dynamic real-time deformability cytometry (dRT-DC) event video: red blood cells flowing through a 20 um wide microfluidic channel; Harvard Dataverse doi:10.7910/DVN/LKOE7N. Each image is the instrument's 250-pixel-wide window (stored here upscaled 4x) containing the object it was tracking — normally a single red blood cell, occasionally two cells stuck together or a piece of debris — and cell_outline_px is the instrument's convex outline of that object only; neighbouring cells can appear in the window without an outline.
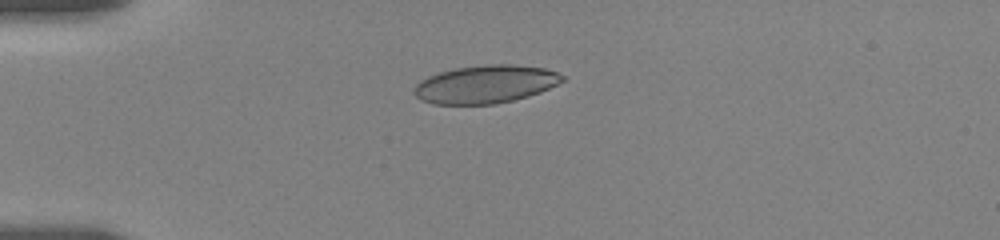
{"species": "human", "species_latin": "Homo sapiens", "temperature_condition": "room temperature", "stored_images_in_passage": 6, "camera_frame_rate_fps": 3000, "um_per_image_px": 0.085, "donor": {"sex": "female"}, "frame": {"image": 1, "passage_image": 5, "time_ms": 4.333, "image_size_px": [1000, 240], "cell_outline_px": [[564, 80], [540, 92], [528, 96], [496, 104], [432, 104], [420, 100], [412, 92], [416, 84], [420, 80], [428, 76], [440, 72], [456, 68], [488, 64], [512, 64], [544, 68], [556, 72], [564, 76]], "centroid_in_image_um": [41.23, 7.16], "position_along_channel_um": 43.8, "area_um2": 32.77}}